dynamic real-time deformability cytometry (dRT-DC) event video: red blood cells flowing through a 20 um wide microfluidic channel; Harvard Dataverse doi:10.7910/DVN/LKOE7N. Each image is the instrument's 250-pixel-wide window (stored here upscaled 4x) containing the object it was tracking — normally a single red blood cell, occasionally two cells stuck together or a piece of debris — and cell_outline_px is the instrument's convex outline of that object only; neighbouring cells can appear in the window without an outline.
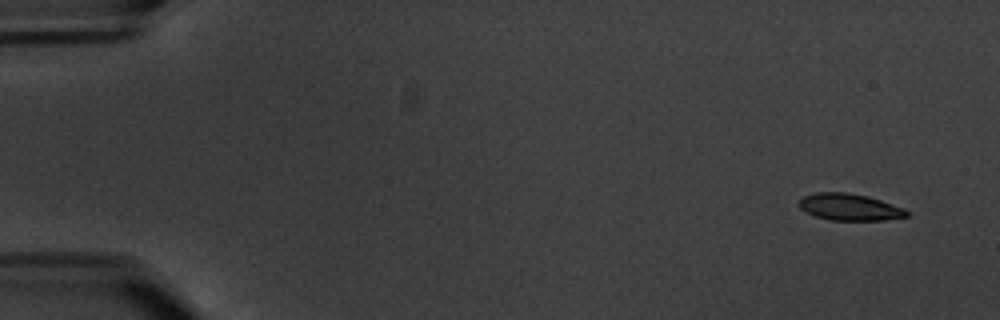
{"species": "common noctule bat (a hibernating species)", "species_latin": "Nyctalus noctula", "temperature_condition": "warm", "stored_images_in_passage": 9, "camera_frame_rate_fps": 3000, "um_per_image_px": 0.085, "animal": {"sex": "male", "body_mass_g": 20.1, "forearm_length_mm": 53.5}, "frame": {"image": 1, "passage_image": 1, "time_ms": 0.0, "image_size_px": [1000, 320], "cell_outline_px": [[908, 216], [884, 220], [828, 220], [804, 212], [796, 204], [804, 196], [816, 192], [848, 192], [868, 196], [904, 208], [908, 212]], "centroid_in_image_um": [72.17, 17.6], "position_along_channel_um": 12.8, "area_um2": 16.88}}
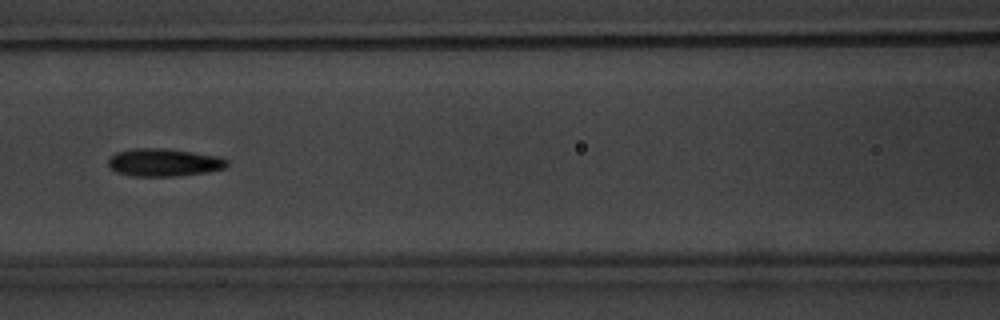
{"frame": {"image": 2, "passage_image": 8, "time_ms": 8.0, "image_size_px": [1000, 320], "cell_outline_px": [[228, 164], [224, 168], [208, 172], [180, 176], [132, 176], [116, 172], [108, 164], [108, 160], [116, 152], [132, 148], [164, 148], [220, 156], [228, 160]], "centroid_in_image_um": [13.95, 13.81], "position_along_channel_um": 152.7, "area_um2": 19.31}}
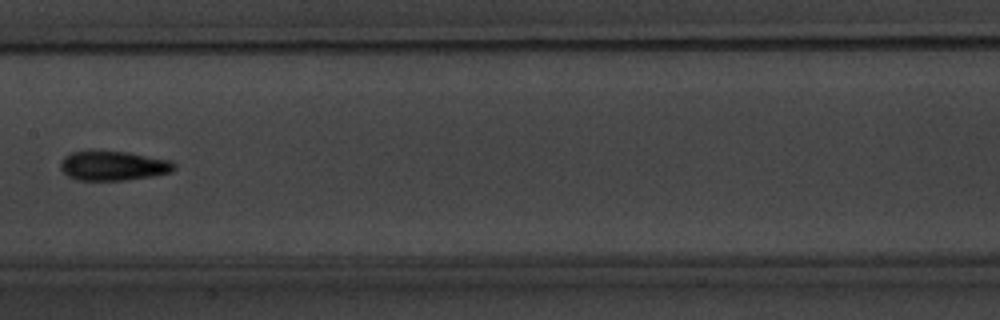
{"frame": {"image": 3, "passage_image": 9, "time_ms": 9.333, "image_size_px": [1000, 320], "cell_outline_px": [[176, 168], [172, 172], [152, 176], [124, 180], [76, 180], [68, 176], [60, 168], [60, 160], [64, 156], [72, 152], [88, 148], [92, 148], [128, 152], [172, 160], [176, 164]], "centroid_in_image_um": [9.6, 14.04], "position_along_channel_um": 197.8, "area_um2": 20.35}}